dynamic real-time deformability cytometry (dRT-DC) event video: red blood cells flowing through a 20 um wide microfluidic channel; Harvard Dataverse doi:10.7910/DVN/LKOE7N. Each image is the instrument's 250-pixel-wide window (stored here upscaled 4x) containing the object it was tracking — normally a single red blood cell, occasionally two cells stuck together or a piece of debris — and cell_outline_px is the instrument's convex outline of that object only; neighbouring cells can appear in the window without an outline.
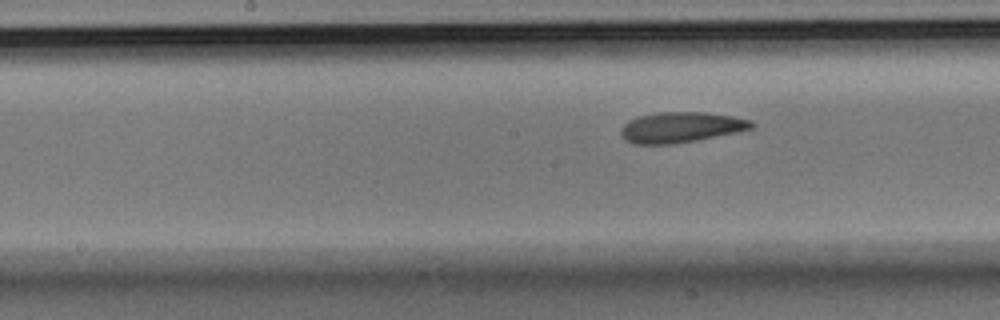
{"species": "Egyptian fruit bat (a non-hibernating species)", "species_latin": "Rousettus aegyptiacus", "temperature_condition": "room temperature", "stored_images_in_passage": 7, "segment_of_instrument_passage": [2, 2], "camera_frame_rate_fps": 3000, "um_per_image_px": 0.085, "animal": {"sex": "male"}, "frame": {"image": 1, "passage_image": 7, "time_ms": 2.0, "image_size_px": [1000, 320], "cell_outline_px": [[756, 124], [752, 128], [736, 132], [696, 140], [672, 144], [632, 144], [620, 132], [620, 128], [628, 120], [640, 116], [660, 112], [704, 112], [732, 116], [752, 120]], "centroid_in_image_um": [57.89, 10.81], "position_along_channel_um": 190.3, "area_um2": 23.06}}